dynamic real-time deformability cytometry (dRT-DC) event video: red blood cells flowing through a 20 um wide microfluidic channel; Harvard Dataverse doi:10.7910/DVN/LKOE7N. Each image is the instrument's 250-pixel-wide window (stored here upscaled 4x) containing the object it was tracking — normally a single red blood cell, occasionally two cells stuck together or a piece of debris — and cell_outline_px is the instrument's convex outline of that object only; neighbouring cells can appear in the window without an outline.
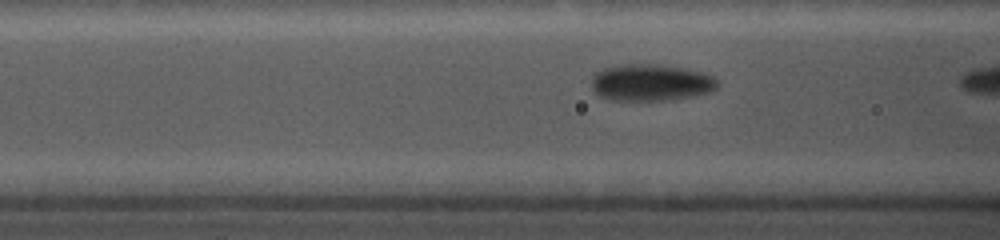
{"species": "common noctule bat (a hibernating species)", "species_latin": "Nyctalus noctula", "temperature_condition": "cold", "stored_images_in_passage": 7, "camera_frame_rate_fps": 5000, "um_per_image_px": 0.085, "animal": {"sex": "female", "body_mass_g": 19.0, "forearm_length_mm": 56.7}, "frame": {"image": 1, "passage_image": 6, "time_ms": 1.0, "image_size_px": [1000, 240], "cell_outline_px": [[720, 84], [712, 92], [692, 96], [668, 100], [612, 100], [600, 96], [592, 88], [592, 76], [596, 72], [604, 68], [624, 64], [656, 64], [684, 68], [704, 72], [712, 76]], "centroid_in_image_um": [55.34, 7.01], "position_along_channel_um": 111.3, "area_um2": 27.05}}